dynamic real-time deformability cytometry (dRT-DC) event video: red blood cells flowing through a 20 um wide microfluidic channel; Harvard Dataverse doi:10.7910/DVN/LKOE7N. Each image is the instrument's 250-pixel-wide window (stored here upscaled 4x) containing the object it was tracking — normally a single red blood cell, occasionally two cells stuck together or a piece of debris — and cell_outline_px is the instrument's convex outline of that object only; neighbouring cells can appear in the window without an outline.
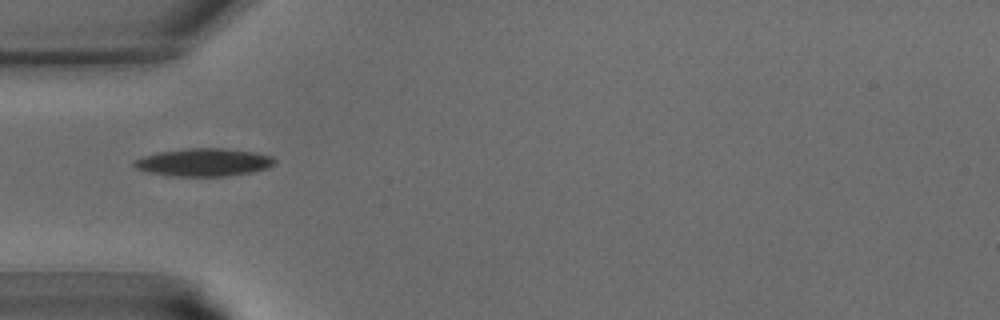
{"species": "common noctule bat (a hibernating species)", "species_latin": "Nyctalus noctula", "temperature_condition": "warm", "stored_images_in_passage": 6, "camera_frame_rate_fps": 3000, "um_per_image_px": 0.085, "animal": {"sex": "male", "body_mass_g": 15.6}, "frame": {"image": 1, "passage_image": 1, "time_ms": 0.0, "image_size_px": [1000, 320], "cell_outline_px": [[276, 164], [268, 168], [252, 172], [224, 176], [176, 176], [148, 172], [136, 168], [132, 164], [132, 160], [156, 152], [184, 148], [224, 148], [256, 152], [272, 156], [276, 160]], "centroid_in_image_um": [17.33, 13.78], "position_along_channel_um": 67.7, "area_um2": 23.0}}
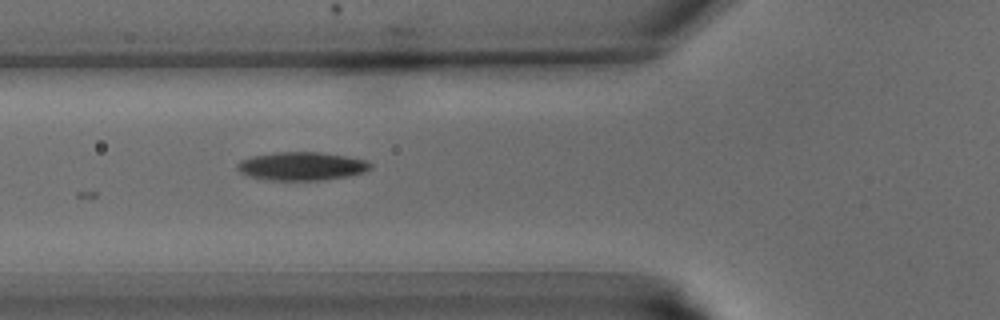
{"frame": {"image": 2, "passage_image": 3, "time_ms": 0.667, "image_size_px": [1000, 320], "cell_outline_px": [[372, 168], [364, 172], [348, 176], [324, 180], [264, 180], [248, 176], [240, 172], [236, 168], [236, 164], [240, 160], [252, 156], [276, 152], [320, 152], [344, 156], [364, 160], [372, 164]], "centroid_in_image_um": [25.6, 14.13], "position_along_channel_um": 100.2, "area_um2": 22.08}}
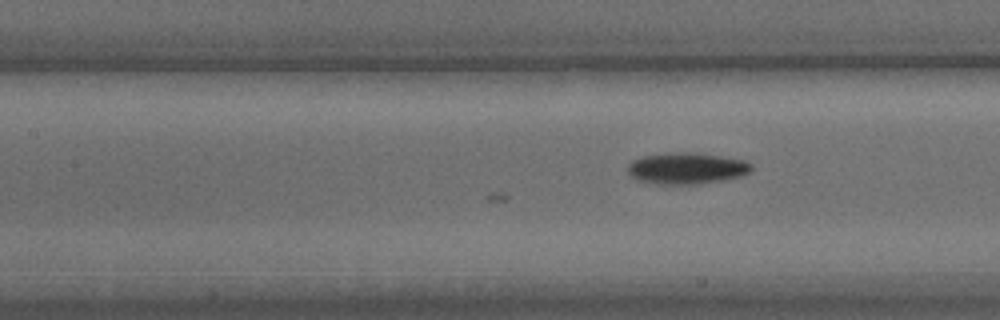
{"frame": {"image": 3, "passage_image": 6, "time_ms": 1.667, "image_size_px": [1000, 320], "cell_outline_px": [[752, 168], [748, 172], [740, 176], [724, 180], [696, 184], [648, 184], [636, 180], [628, 172], [628, 164], [632, 160], [644, 156], [688, 152], [720, 156], [744, 160], [752, 164]], "centroid_in_image_um": [58.34, 14.33], "position_along_channel_um": 149.1, "area_um2": 22.43}}